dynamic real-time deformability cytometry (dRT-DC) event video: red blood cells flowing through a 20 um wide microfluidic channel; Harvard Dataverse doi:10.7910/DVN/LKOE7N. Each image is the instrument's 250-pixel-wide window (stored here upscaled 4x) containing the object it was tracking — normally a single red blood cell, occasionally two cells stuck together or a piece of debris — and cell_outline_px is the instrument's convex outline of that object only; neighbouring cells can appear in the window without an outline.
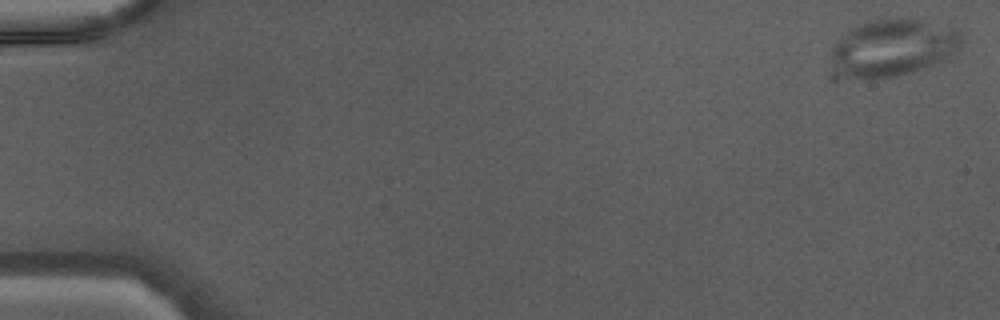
{"species": "Egyptian fruit bat (a non-hibernating species)", "species_latin": "Rousettus aegyptiacus", "temperature_condition": "warm", "stored_images_in_passage": 41, "camera_frame_rate_fps": 3000, "um_per_image_px": 0.085, "animal": {"sex": "male"}, "frame": {"image": 1, "passage_image": 1, "time_ms": 0.0, "image_size_px": [1000, 320], "cell_outline_px": [[964, 40], [952, 56], [932, 64], [896, 76], [864, 80], [848, 76], [832, 60], [832, 48], [836, 40], [840, 36], [856, 24], [868, 20], [916, 20], [956, 28], [960, 32]], "centroid_in_image_um": [75.92, 4.04], "position_along_channel_um": 9.1, "area_um2": 42.43}}
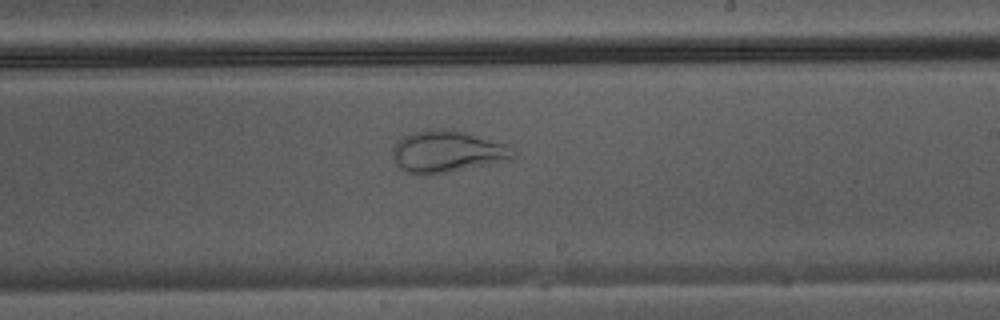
{"frame": {"image": 2, "passage_image": 28, "time_ms": 9.0, "image_size_px": [1000, 320], "cell_outline_px": [[516, 156], [448, 172], [428, 176], [408, 172], [400, 168], [396, 164], [392, 156], [396, 140], [400, 136], [416, 132], [444, 128], [452, 128], [508, 144], [516, 152]], "centroid_in_image_um": [37.95, 12.86], "position_along_channel_um": 251.1, "area_um2": 29.07}}
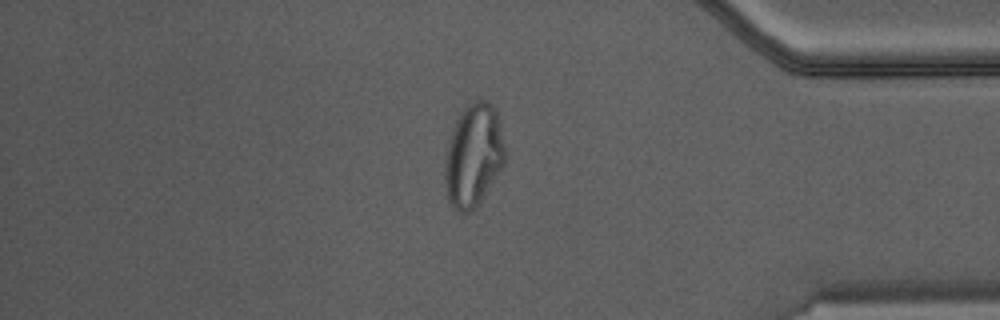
{"frame": {"image": 3, "passage_image": 39, "time_ms": 12.667, "image_size_px": [1000, 320], "cell_outline_px": [[508, 156], [504, 164], [476, 208], [472, 212], [460, 212], [448, 200], [444, 180], [444, 156], [456, 120], [464, 108], [468, 104], [476, 100], [488, 100], [492, 104], [500, 120]], "centroid_in_image_um": [40.27, 13.2], "position_along_channel_um": 394.9, "area_um2": 36.47}}